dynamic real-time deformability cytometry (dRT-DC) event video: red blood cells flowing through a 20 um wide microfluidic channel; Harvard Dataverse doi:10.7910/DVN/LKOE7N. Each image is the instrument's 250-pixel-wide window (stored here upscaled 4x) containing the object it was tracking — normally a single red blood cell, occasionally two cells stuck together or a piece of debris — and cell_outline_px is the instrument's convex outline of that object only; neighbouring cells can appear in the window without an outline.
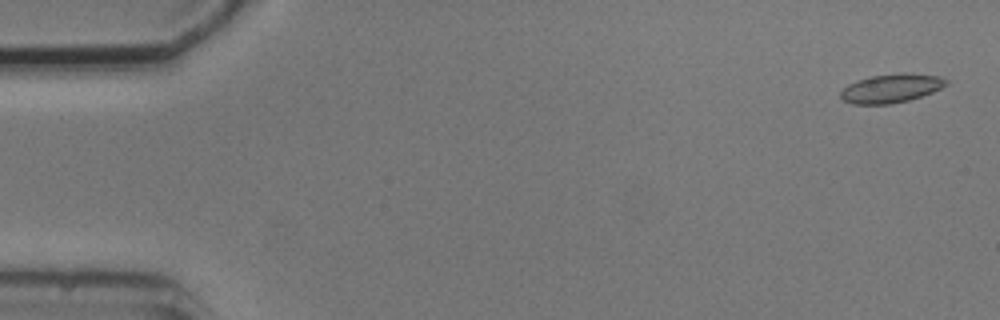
{"species": "common noctule bat (a hibernating species)", "species_latin": "Nyctalus noctula", "temperature_condition": "cold", "stored_images_in_passage": 4, "camera_frame_rate_fps": 3000, "um_per_image_px": 0.085, "animal": {"sex": "male", "body_mass_g": 20.5, "forearm_length_mm": 52.5}, "frame": {"image": 1, "passage_image": 1, "time_ms": 0.0, "image_size_px": [1000, 320], "cell_outline_px": [[948, 84], [932, 92], [908, 100], [892, 104], [852, 104], [844, 100], [840, 96], [840, 92], [848, 84], [856, 80], [872, 76], [904, 72], [940, 76], [948, 80]], "centroid_in_image_um": [75.75, 7.5], "position_along_channel_um": 9.3, "area_um2": 17.69}}
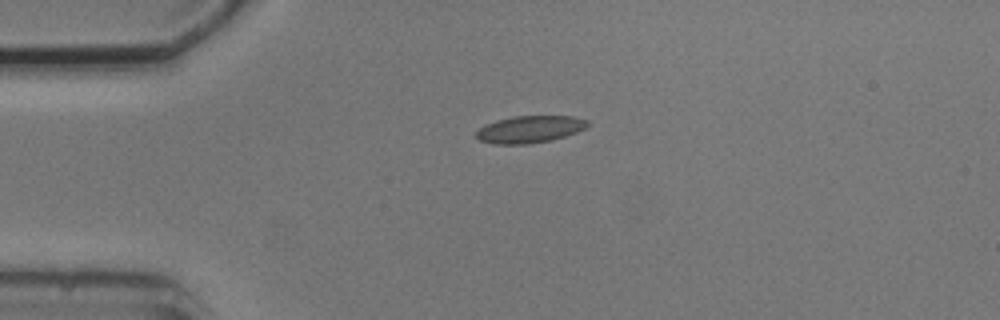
{"frame": {"image": 2, "passage_image": 4, "time_ms": 3.667, "image_size_px": [1000, 320], "cell_outline_px": [[588, 124], [584, 128], [576, 132], [552, 140], [528, 144], [492, 144], [480, 140], [476, 136], [476, 132], [480, 128], [496, 120], [512, 116], [572, 116], [588, 120]], "centroid_in_image_um": [45.02, 10.99], "position_along_channel_um": 40.0, "area_um2": 17.46}}